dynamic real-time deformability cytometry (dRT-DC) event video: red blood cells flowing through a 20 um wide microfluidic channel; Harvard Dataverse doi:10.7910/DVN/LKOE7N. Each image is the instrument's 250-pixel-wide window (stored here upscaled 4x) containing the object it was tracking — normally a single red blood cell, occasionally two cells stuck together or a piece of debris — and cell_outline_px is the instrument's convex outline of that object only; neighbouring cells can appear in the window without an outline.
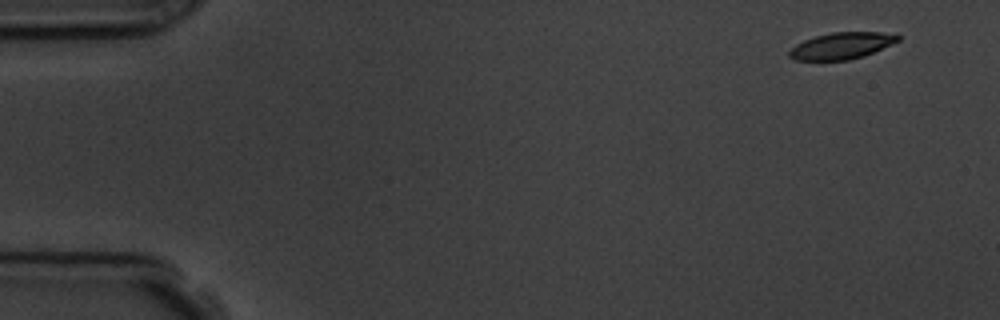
{"species": "common noctule bat (a hibernating species)", "species_latin": "Nyctalus noctula", "temperature_condition": "room temperature", "stored_images_in_passage": 4, "camera_frame_rate_fps": 3000, "um_per_image_px": 0.085, "animal": {"sex": "male", "body_mass_g": 19.5, "forearm_length_mm": 54.6}, "frame": {"image": 1, "passage_image": 1, "time_ms": 0.0, "image_size_px": [1000, 320], "cell_outline_px": [[900, 40], [864, 56], [848, 60], [796, 60], [788, 56], [788, 52], [796, 44], [804, 40], [816, 36], [832, 32], [896, 32], [900, 36]], "centroid_in_image_um": [71.57, 3.88], "position_along_channel_um": 13.4, "area_um2": 16.88}}